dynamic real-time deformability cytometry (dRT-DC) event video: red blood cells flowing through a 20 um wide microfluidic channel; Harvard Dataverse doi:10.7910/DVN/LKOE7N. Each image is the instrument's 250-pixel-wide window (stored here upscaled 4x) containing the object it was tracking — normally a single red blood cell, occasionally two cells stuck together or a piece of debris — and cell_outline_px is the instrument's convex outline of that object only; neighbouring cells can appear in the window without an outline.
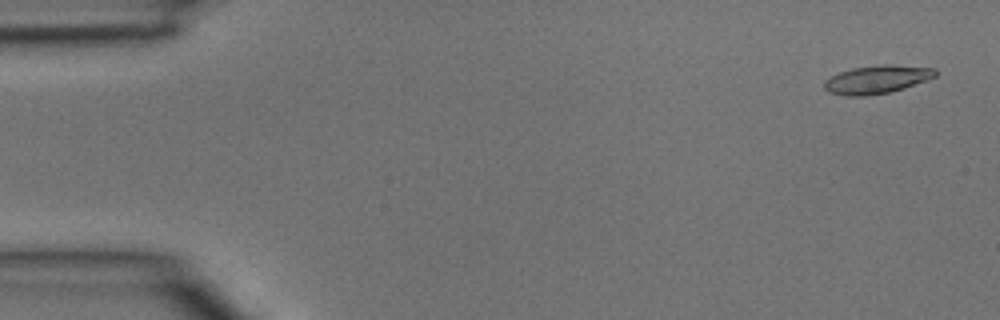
{"species": "common noctule bat (a hibernating species)", "species_latin": "Nyctalus noctula", "temperature_condition": "room temperature", "stored_images_in_passage": 3, "camera_frame_rate_fps": 3000, "um_per_image_px": 0.085, "animal": {"sex": "male", "body_mass_g": 15.6}, "frame": {"image": 1, "passage_image": 3, "time_ms": 0.667, "image_size_px": [1000, 320], "cell_outline_px": [[936, 76], [928, 80], [904, 88], [888, 92], [864, 96], [844, 96], [828, 92], [824, 88], [824, 80], [840, 72], [852, 68], [884, 64], [888, 64], [936, 68]], "centroid_in_image_um": [74.53, 6.75], "position_along_channel_um": 10.5, "area_um2": 18.26}}